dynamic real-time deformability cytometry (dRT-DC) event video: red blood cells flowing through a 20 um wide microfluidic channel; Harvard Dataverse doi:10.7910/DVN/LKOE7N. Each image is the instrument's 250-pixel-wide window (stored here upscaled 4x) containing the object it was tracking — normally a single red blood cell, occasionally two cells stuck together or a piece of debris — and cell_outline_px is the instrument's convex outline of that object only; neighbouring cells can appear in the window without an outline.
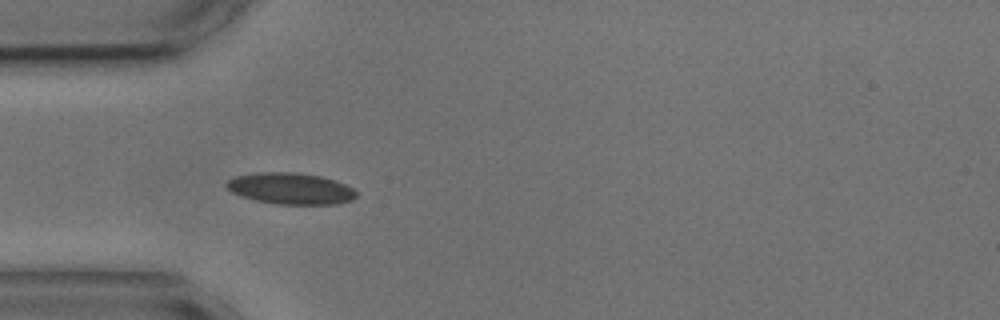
{"species": "common noctule bat (a hibernating species)", "species_latin": "Nyctalus noctula", "temperature_condition": "cold", "stored_images_in_passage": 44, "camera_frame_rate_fps": 3000, "um_per_image_px": 0.085, "animal": {"sex": "male", "body_mass_g": 17.9, "forearm_length_mm": 54.2}, "frame": {"image": 1, "passage_image": 13, "time_ms": 4.0, "image_size_px": [1000, 320], "cell_outline_px": [[356, 196], [352, 200], [336, 204], [276, 204], [256, 200], [232, 192], [224, 184], [228, 180], [236, 176], [260, 172], [296, 172], [320, 176], [344, 184], [352, 188], [356, 192]], "centroid_in_image_um": [24.7, 16.02], "position_along_channel_um": 60.3, "area_um2": 23.47}, "authors_computed_cell_mechanics": {"area_um2": 22.2241, "velocity_mm_per_s": 3.5839, "shape_relaxation_time_tau1_ms": 2.87, "shape_relaxation_time_tau2_ms": 1.5399, "deformation_change_tau1": 0.0975, "deformation_change_tau2": 0.06}}